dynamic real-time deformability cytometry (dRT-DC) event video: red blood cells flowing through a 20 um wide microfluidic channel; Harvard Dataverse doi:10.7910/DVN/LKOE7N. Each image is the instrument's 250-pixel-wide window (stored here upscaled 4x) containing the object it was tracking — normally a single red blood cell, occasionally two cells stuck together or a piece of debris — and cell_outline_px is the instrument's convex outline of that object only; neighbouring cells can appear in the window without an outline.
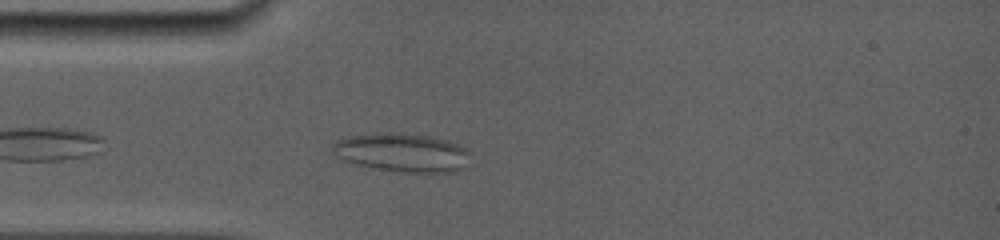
{"species": "common noctule bat (a hibernating species)", "species_latin": "Nyctalus noctula", "temperature_condition": "room temperature", "stored_images_in_passage": 11, "camera_frame_rate_fps": 5000, "um_per_image_px": 0.085, "animal": {"sex": "female", "body_mass_g": 19.0, "forearm_length_mm": 56.7}, "frame": {"image": 1, "passage_image": 5, "time_ms": 1.0, "image_size_px": [1000, 240], "cell_outline_px": [[472, 152], [464, 168], [456, 172], [400, 172], [372, 168], [340, 160], [336, 156], [332, 148], [332, 144], [336, 140], [348, 136], [400, 132], [428, 136], [448, 140], [460, 144]], "centroid_in_image_um": [34.21, 12.97], "position_along_channel_um": 50.8, "area_um2": 31.33}}